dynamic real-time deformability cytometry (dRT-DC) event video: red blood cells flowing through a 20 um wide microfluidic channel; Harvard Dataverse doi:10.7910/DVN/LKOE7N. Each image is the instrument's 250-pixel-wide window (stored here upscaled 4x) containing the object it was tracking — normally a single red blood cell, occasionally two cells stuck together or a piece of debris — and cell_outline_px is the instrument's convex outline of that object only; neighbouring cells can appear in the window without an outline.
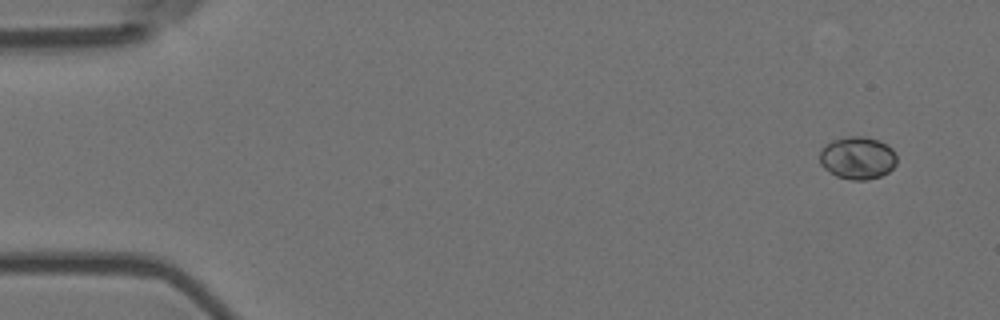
{"species": "Egyptian fruit bat (a non-hibernating species)", "species_latin": "Rousettus aegyptiacus", "temperature_condition": "room temperature", "stored_images_in_passage": 5, "camera_frame_rate_fps": 3000, "um_per_image_px": 0.085, "animal": {"sex": "female"}, "frame": {"image": 1, "passage_image": 1, "time_ms": 0.0, "image_size_px": [1000, 320], "cell_outline_px": [[896, 164], [888, 172], [880, 176], [868, 180], [852, 180], [836, 176], [824, 168], [820, 164], [820, 148], [824, 144], [832, 140], [848, 136], [868, 136], [880, 140], [888, 144], [892, 148], [896, 156]], "centroid_in_image_um": [72.89, 13.4], "position_along_channel_um": 12.1, "area_um2": 19.48}}
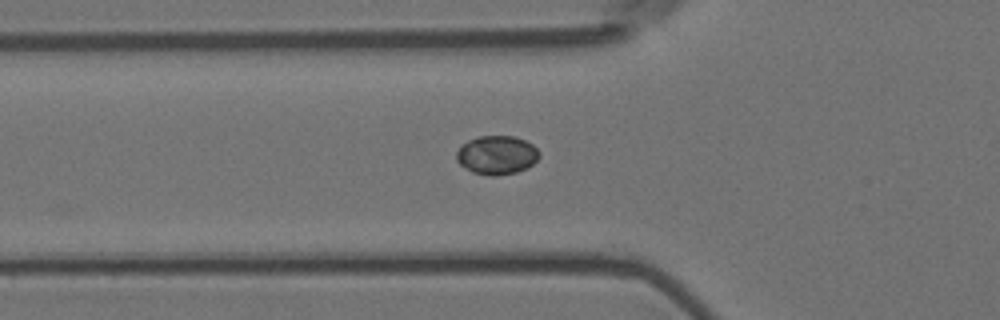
{"frame": {"image": 2, "passage_image": 5, "time_ms": 1.333, "image_size_px": [1000, 320], "cell_outline_px": [[540, 156], [528, 168], [516, 172], [492, 176], [472, 172], [460, 164], [456, 160], [456, 152], [460, 144], [476, 136], [512, 136], [524, 140], [532, 144], [540, 152]], "centroid_in_image_um": [42.2, 13.17], "position_along_channel_um": 83.6, "area_um2": 18.79}}